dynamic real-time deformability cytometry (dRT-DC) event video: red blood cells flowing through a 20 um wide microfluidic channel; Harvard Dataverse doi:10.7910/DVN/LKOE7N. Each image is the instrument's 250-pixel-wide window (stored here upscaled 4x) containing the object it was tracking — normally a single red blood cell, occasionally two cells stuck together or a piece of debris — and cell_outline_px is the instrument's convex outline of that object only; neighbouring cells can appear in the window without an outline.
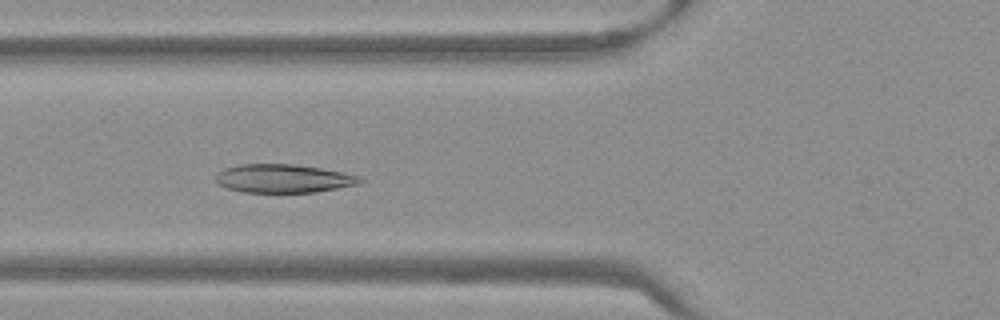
{"species": "Egyptian fruit bat (a non-hibernating species)", "species_latin": "Rousettus aegyptiacus", "temperature_condition": "warm", "stored_images_in_passage": 53, "camera_frame_rate_fps": 3000, "um_per_image_px": 0.085, "frame": {"image": 1, "passage_image": 19, "time_ms": 6.0, "image_size_px": [1000, 320], "cell_outline_px": [[364, 180], [360, 184], [316, 192], [244, 192], [228, 188], [216, 184], [216, 172], [224, 168], [236, 164], [292, 164], [320, 168], [344, 172], [360, 176]], "centroid_in_image_um": [24.08, 15.17], "position_along_channel_um": 101.7, "area_um2": 24.1}}
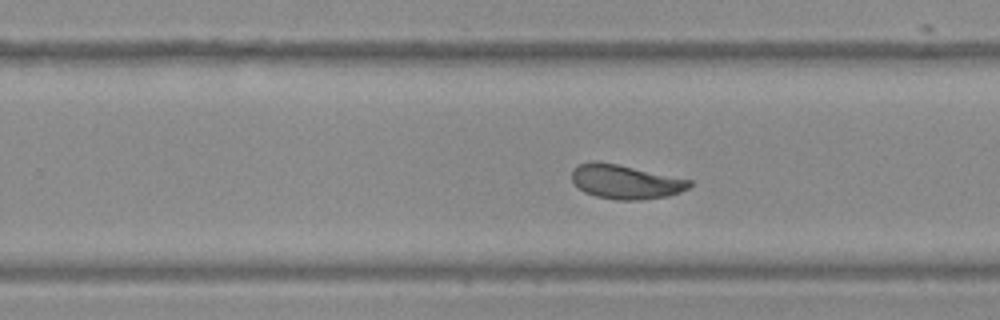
{"frame": {"image": 2, "passage_image": 33, "time_ms": 10.667, "image_size_px": [1000, 320], "cell_outline_px": [[692, 184], [688, 188], [680, 192], [668, 196], [640, 200], [616, 200], [596, 196], [584, 192], [572, 180], [572, 168], [580, 164], [592, 160], [596, 160], [616, 164], [692, 180]], "centroid_in_image_um": [53.15, 15.45], "position_along_channel_um": 276.6, "area_um2": 23.35}}
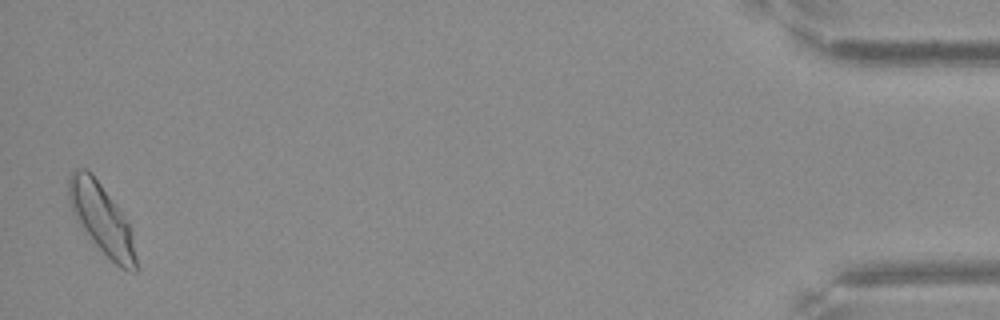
{"frame": {"image": 3, "passage_image": 52, "time_ms": 17.0, "image_size_px": [1000, 320], "cell_outline_px": [[136, 272], [132, 272], [120, 268], [96, 244], [76, 220], [68, 204], [68, 176], [76, 168], [84, 168], [92, 172], [116, 204], [132, 228], [136, 256]], "centroid_in_image_um": [8.63, 18.56], "position_along_channel_um": 426.6, "area_um2": 27.4}, "authors_computed_cell_mechanics": {"area_um2": 24.5072, "velocity_mm_per_s": 3.7462, "shape_relaxation_time_tau1_ms": 7.5381, "shape_relaxation_time_tau2_ms": 1.9104, "deformation_change_tau1": 0.2092, "deformation_change_tau2": 0.0604}}